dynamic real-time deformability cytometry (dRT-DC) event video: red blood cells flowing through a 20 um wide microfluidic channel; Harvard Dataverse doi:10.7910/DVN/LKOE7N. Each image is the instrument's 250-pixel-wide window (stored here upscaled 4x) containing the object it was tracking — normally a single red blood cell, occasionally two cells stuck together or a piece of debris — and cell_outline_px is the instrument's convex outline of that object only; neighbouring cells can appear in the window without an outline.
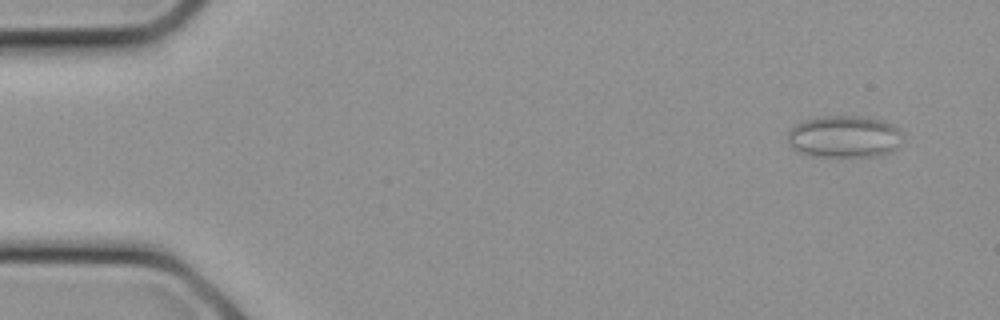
{"species": "common noctule bat (a hibernating species)", "species_latin": "Nyctalus noctula", "temperature_condition": "cold", "stored_images_in_passage": 9, "camera_frame_rate_fps": 3000, "um_per_image_px": 0.085, "animal": {"sex": "female", "body_mass_g": 21.9}, "frame": {"image": 1, "passage_image": 2, "time_ms": 0.333, "image_size_px": [1000, 320], "cell_outline_px": [[900, 144], [892, 152], [880, 156], [852, 160], [808, 156], [792, 148], [788, 144], [788, 132], [796, 124], [804, 120], [820, 116], [860, 116], [884, 120], [900, 128]], "centroid_in_image_um": [71.77, 11.68], "position_along_channel_um": 13.2, "area_um2": 29.48}}